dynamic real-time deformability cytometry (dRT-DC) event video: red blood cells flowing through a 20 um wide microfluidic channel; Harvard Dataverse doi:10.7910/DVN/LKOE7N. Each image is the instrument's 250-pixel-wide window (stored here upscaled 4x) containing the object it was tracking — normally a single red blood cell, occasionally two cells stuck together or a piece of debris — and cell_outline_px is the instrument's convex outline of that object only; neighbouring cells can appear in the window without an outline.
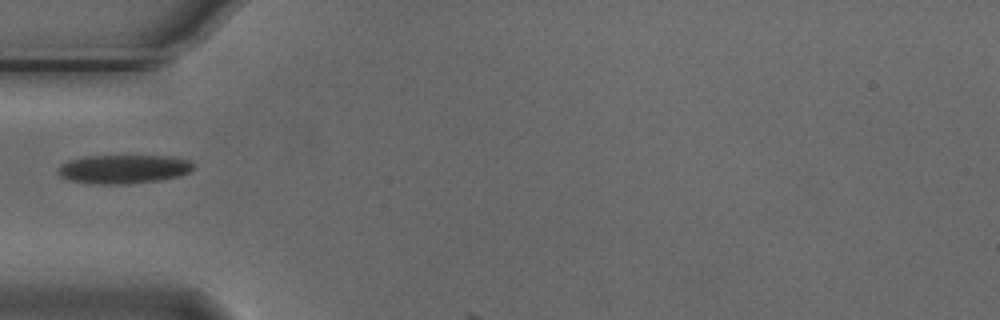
{"species": "Egyptian fruit bat (a non-hibernating species)", "species_latin": "Rousettus aegyptiacus", "temperature_condition": "cold", "stored_images_in_passage": 2, "camera_frame_rate_fps": 3000, "um_per_image_px": 0.085, "animal": {"sex": "male"}, "frame": {"image": 1, "passage_image": 1, "time_ms": 0.0, "image_size_px": [1000, 320], "cell_outline_px": [[196, 168], [192, 172], [180, 176], [160, 180], [128, 184], [88, 184], [68, 180], [60, 176], [56, 172], [56, 168], [60, 164], [68, 160], [84, 156], [172, 156], [188, 160], [196, 164]], "centroid_in_image_um": [10.51, 14.38], "position_along_channel_um": 74.5, "area_um2": 23.35}}